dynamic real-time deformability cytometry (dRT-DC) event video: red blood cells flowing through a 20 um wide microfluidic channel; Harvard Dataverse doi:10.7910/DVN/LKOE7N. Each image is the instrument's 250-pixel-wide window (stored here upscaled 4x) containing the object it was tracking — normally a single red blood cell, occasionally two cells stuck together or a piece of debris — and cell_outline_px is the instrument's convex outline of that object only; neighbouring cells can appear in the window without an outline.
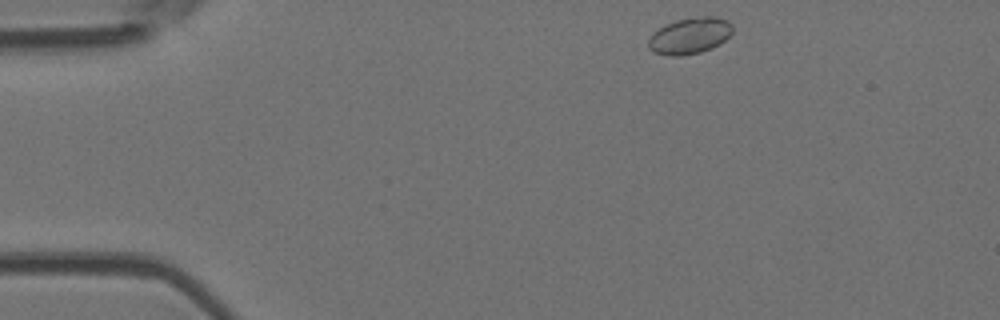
{"species": "Egyptian fruit bat (a non-hibernating species)", "species_latin": "Rousettus aegyptiacus", "temperature_condition": "room temperature", "stored_images_in_passage": 2, "camera_frame_rate_fps": 3000, "um_per_image_px": 0.085, "animal": {"sex": "female"}, "frame": {"image": 1, "passage_image": 1, "time_ms": 0.0, "image_size_px": [1000, 320], "cell_outline_px": [[732, 32], [720, 44], [712, 48], [700, 52], [680, 56], [668, 56], [652, 52], [648, 48], [648, 40], [652, 32], [676, 20], [696, 16], [712, 16], [728, 20], [732, 24]], "centroid_in_image_um": [58.61, 3.04], "position_along_channel_um": 26.4, "area_um2": 17.92}}